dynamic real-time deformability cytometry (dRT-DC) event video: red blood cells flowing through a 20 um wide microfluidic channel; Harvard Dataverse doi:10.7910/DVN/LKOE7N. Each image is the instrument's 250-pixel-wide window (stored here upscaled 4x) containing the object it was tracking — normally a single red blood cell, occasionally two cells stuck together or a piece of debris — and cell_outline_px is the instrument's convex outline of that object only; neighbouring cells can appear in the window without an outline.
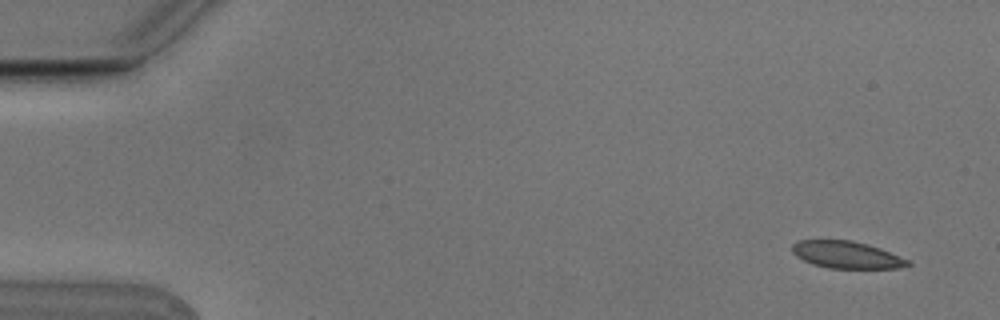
{"species": "Egyptian fruit bat (a non-hibernating species)", "species_latin": "Rousettus aegyptiacus", "temperature_condition": "cold", "stored_images_in_passage": 5, "camera_frame_rate_fps": 3000, "um_per_image_px": 0.085, "animal": {"sex": "male"}, "frame": {"image": 1, "passage_image": 1, "time_ms": 0.0, "image_size_px": [1000, 320], "cell_outline_px": [[912, 264], [896, 268], [828, 268], [812, 264], [796, 256], [792, 252], [792, 244], [800, 240], [852, 240], [868, 244], [880, 248], [908, 260]], "centroid_in_image_um": [71.93, 21.65], "position_along_channel_um": 13.1, "area_um2": 18.15}}